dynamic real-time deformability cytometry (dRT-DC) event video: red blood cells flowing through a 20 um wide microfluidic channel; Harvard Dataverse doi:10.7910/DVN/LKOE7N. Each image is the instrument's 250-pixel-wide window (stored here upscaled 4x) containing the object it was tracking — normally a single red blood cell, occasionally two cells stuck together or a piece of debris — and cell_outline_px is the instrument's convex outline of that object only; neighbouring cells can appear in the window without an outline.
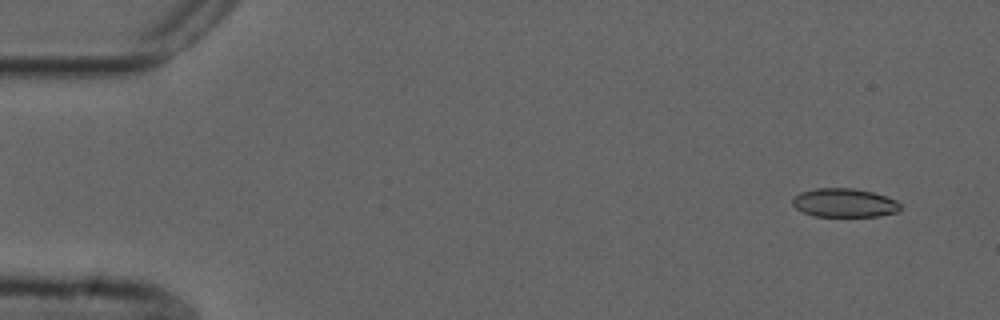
{"species": "common noctule bat (a hibernating species)", "species_latin": "Nyctalus noctula", "temperature_condition": "cold", "stored_images_in_passage": 4, "camera_frame_rate_fps": 3000, "um_per_image_px": 0.085, "animal": {"sex": "male", "forearm_length_mm": 52.5}, "frame": {"image": 1, "passage_image": 1, "time_ms": 0.0, "image_size_px": [1000, 320], "cell_outline_px": [[900, 208], [896, 212], [880, 216], [812, 216], [796, 208], [792, 204], [792, 196], [800, 192], [816, 188], [852, 188], [872, 192], [896, 200], [900, 204]], "centroid_in_image_um": [71.73, 17.24], "position_along_channel_um": 13.3, "area_um2": 18.03}}
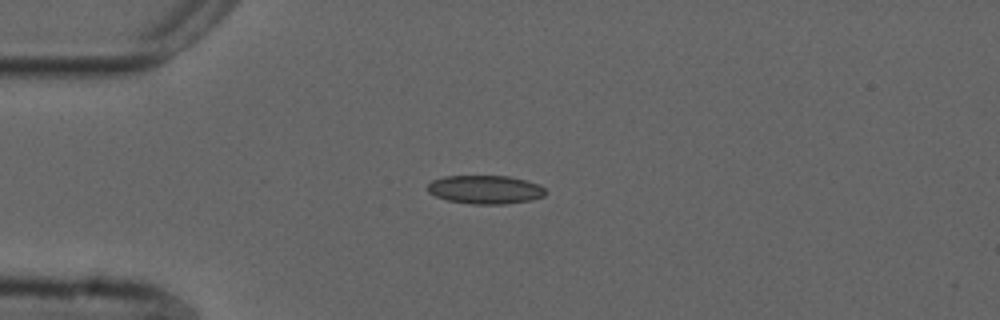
{"frame": {"image": 2, "passage_image": 4, "time_ms": 1.0, "image_size_px": [1000, 320], "cell_outline_px": [[544, 196], [528, 200], [504, 204], [472, 204], [448, 200], [436, 196], [428, 192], [428, 184], [432, 180], [444, 176], [508, 176], [540, 184], [544, 188]], "centroid_in_image_um": [41.22, 16.11], "position_along_channel_um": 43.8, "area_um2": 19.42}}